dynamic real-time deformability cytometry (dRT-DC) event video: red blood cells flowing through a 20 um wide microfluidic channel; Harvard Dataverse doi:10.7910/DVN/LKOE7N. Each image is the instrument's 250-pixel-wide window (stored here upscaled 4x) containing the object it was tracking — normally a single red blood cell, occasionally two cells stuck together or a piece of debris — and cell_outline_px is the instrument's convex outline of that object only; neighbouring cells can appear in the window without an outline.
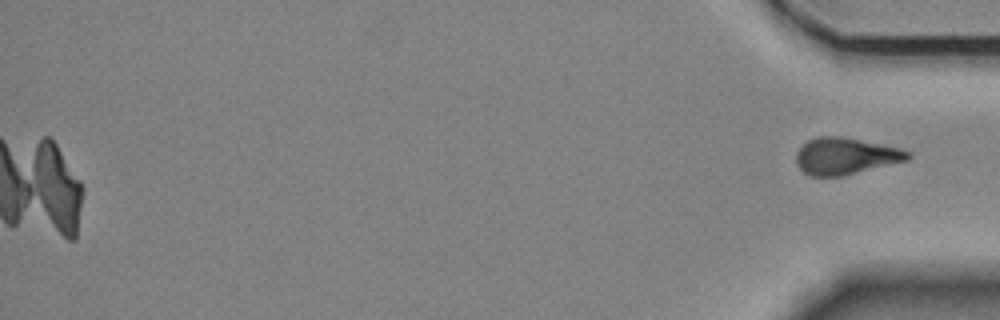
{"species": "Egyptian fruit bat (a non-hibernating species)", "species_latin": "Rousettus aegyptiacus", "temperature_condition": "room temperature", "stored_images_in_passage": 54, "camera_frame_rate_fps": 3000, "um_per_image_px": 0.085, "animal": {"sex": "female"}, "frame": {"image": 1, "passage_image": 54, "time_ms": 17.667, "image_size_px": [1000, 320], "cell_outline_px": [[912, 156], [908, 160], [840, 176], [808, 176], [796, 164], [796, 152], [808, 140], [816, 136], [840, 136], [900, 148], [908, 152]], "centroid_in_image_um": [71.83, 13.26], "position_along_channel_um": 363.4, "area_um2": 23.64}}